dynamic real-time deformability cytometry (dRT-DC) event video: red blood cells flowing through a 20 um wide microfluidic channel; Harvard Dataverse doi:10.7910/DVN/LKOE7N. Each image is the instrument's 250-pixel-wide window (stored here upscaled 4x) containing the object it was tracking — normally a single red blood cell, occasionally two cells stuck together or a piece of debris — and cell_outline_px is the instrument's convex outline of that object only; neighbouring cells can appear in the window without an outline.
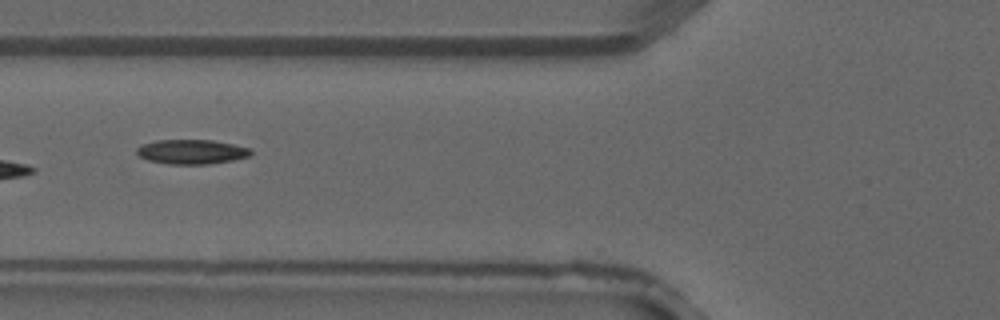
{"species": "common noctule bat (a hibernating species)", "species_latin": "Nyctalus noctula", "temperature_condition": "warm", "stored_images_in_passage": 4, "camera_frame_rate_fps": 3000, "um_per_image_px": 0.085, "animal": {"sex": "male", "forearm_length_mm": 52.5}, "frame": {"image": 1, "passage_image": 4, "time_ms": 1.0, "image_size_px": [1000, 320], "cell_outline_px": [[252, 156], [232, 160], [208, 164], [168, 164], [148, 160], [140, 156], [136, 152], [136, 148], [144, 144], [156, 140], [212, 140], [252, 148]], "centroid_in_image_um": [16.32, 12.9], "position_along_channel_um": 109.5, "area_um2": 16.3}}